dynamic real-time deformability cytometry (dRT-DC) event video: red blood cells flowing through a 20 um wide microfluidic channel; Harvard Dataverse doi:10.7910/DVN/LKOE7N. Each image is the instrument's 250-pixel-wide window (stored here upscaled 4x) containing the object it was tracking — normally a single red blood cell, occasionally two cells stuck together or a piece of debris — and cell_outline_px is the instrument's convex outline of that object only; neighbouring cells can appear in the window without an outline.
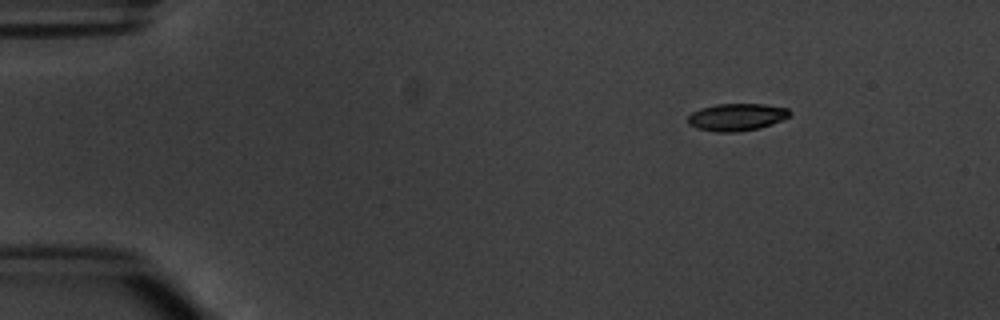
{"species": "common noctule bat (a hibernating species)", "species_latin": "Nyctalus noctula", "temperature_condition": "warm", "stored_images_in_passage": 6, "camera_frame_rate_fps": 3000, "um_per_image_px": 0.085, "animal": {"sex": "male", "body_mass_g": 20.1, "forearm_length_mm": 53.5}, "frame": {"image": 1, "passage_image": 1, "time_ms": 0.0, "image_size_px": [1000, 320], "cell_outline_px": [[792, 112], [788, 116], [772, 124], [760, 128], [740, 132], [716, 132], [696, 128], [688, 124], [688, 116], [692, 112], [700, 108], [716, 104], [764, 104], [788, 108]], "centroid_in_image_um": [62.6, 9.95], "position_along_channel_um": 22.4, "area_um2": 16.3}}